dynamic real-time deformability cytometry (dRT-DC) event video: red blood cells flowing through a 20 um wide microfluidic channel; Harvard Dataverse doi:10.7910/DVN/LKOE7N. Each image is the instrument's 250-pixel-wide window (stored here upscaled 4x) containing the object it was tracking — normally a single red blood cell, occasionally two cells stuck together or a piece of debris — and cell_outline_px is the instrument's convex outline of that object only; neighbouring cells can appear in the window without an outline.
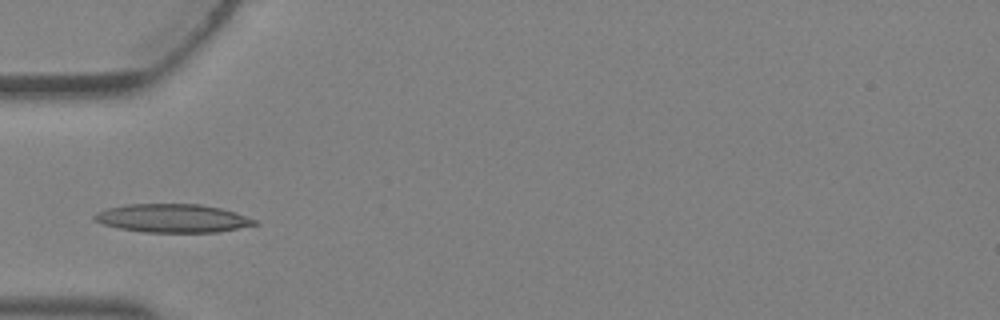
{"species": "Egyptian fruit bat (a non-hibernating species)", "species_latin": "Rousettus aegyptiacus", "temperature_condition": "warm", "stored_images_in_passage": 3, "camera_frame_rate_fps": 3000, "um_per_image_px": 0.085, "animal": {"sex": "female"}, "frame": {"image": 1, "passage_image": 3, "time_ms": 0.667, "image_size_px": [1000, 320], "cell_outline_px": [[260, 224], [216, 232], [144, 232], [116, 228], [100, 224], [92, 220], [92, 216], [96, 212], [108, 208], [128, 204], [200, 204], [220, 208], [236, 212], [256, 220]], "centroid_in_image_um": [14.62, 18.55], "position_along_channel_um": 70.4, "area_um2": 26.7}}